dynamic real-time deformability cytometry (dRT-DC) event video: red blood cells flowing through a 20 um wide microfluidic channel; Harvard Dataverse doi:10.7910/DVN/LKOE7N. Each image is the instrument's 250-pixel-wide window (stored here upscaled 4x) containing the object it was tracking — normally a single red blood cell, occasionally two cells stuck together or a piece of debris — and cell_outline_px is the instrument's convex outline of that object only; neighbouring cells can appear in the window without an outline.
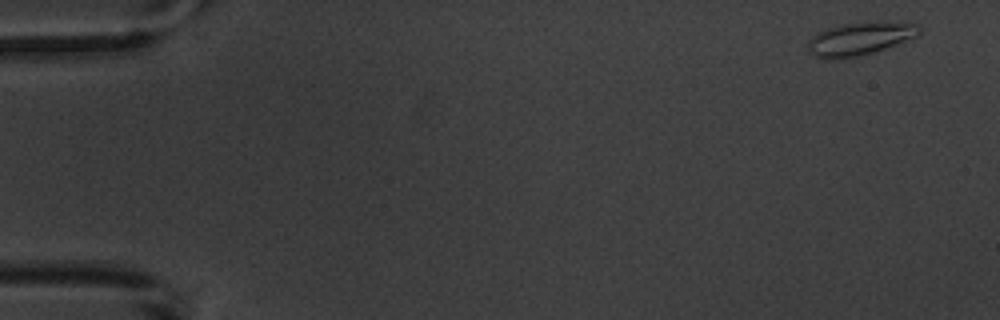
{"species": "common noctule bat (a hibernating species)", "species_latin": "Nyctalus noctula", "temperature_condition": "warm", "stored_images_in_passage": 5, "camera_frame_rate_fps": 3000, "um_per_image_px": 0.085, "animal": {"sex": "male", "body_mass_g": 20.1, "forearm_length_mm": 53.5}, "frame": {"image": 1, "passage_image": 1, "time_ms": 0.0, "image_size_px": [1000, 320], "cell_outline_px": [[920, 32], [916, 36], [884, 48], [860, 56], [816, 56], [808, 48], [808, 40], [816, 32], [840, 24], [916, 24], [920, 28]], "centroid_in_image_um": [73.04, 3.29], "position_along_channel_um": 12.0, "area_um2": 19.65}}
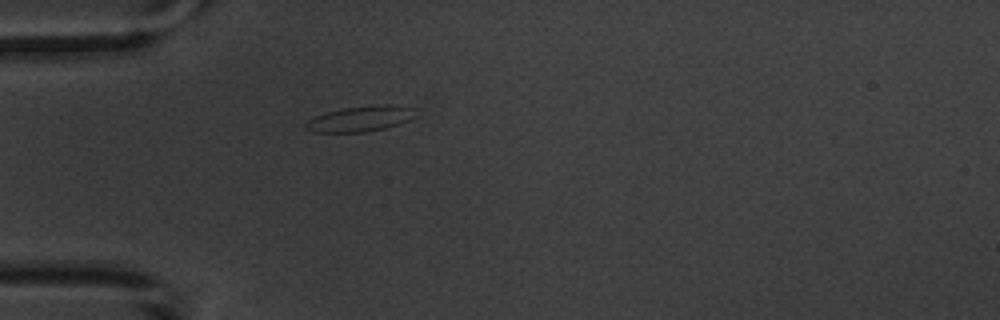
{"frame": {"image": 2, "passage_image": 5, "time_ms": 4.667, "image_size_px": [1000, 320], "cell_outline_px": [[408, 120], [384, 128], [364, 132], [312, 132], [304, 128], [304, 124], [308, 120], [316, 116], [328, 112], [344, 108], [384, 104], [392, 104], [408, 108]], "centroid_in_image_um": [30.46, 10.11], "position_along_channel_um": 54.5, "area_um2": 15.55}}